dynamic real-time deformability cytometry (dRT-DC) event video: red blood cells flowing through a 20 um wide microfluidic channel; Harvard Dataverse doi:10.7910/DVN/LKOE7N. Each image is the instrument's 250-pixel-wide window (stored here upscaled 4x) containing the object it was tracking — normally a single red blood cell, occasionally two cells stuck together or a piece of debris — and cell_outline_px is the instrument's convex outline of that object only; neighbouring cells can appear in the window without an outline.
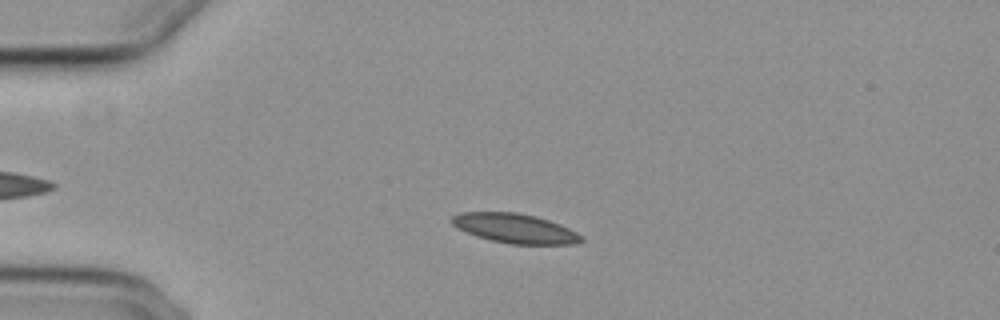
{"species": "common noctule bat (a hibernating species)", "species_latin": "Nyctalus noctula", "temperature_condition": "cold", "stored_images_in_passage": 48, "segment_of_instrument_passage": [1, 2], "camera_frame_rate_fps": 3000, "um_per_image_px": 0.085, "animal": {"sex": "female", "body_mass_g": 29.2, "forearm_length_mm": 56.3}, "frame": {"image": 1, "passage_image": 5, "time_ms": 1.333, "image_size_px": [1000, 320], "cell_outline_px": [[584, 240], [572, 244], [508, 244], [476, 236], [456, 228], [448, 220], [452, 216], [460, 212], [516, 212], [536, 216], [560, 224], [584, 236]], "centroid_in_image_um": [43.74, 19.4], "position_along_channel_um": 41.3, "area_um2": 22.37}}
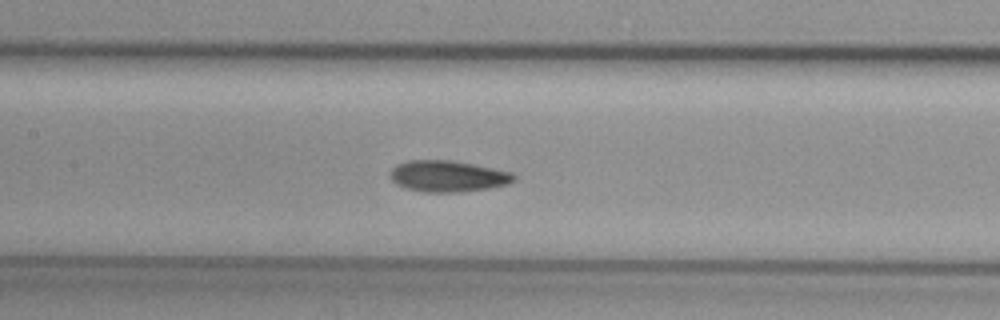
{"frame": {"image": 2, "passage_image": 18, "time_ms": 5.667, "image_size_px": [1000, 320], "cell_outline_px": [[516, 180], [508, 184], [492, 188], [460, 192], [424, 192], [404, 188], [396, 184], [392, 180], [392, 168], [396, 164], [408, 160], [452, 160], [512, 172], [516, 176]], "centroid_in_image_um": [38.09, 14.98], "position_along_channel_um": 169.3, "area_um2": 22.66}}
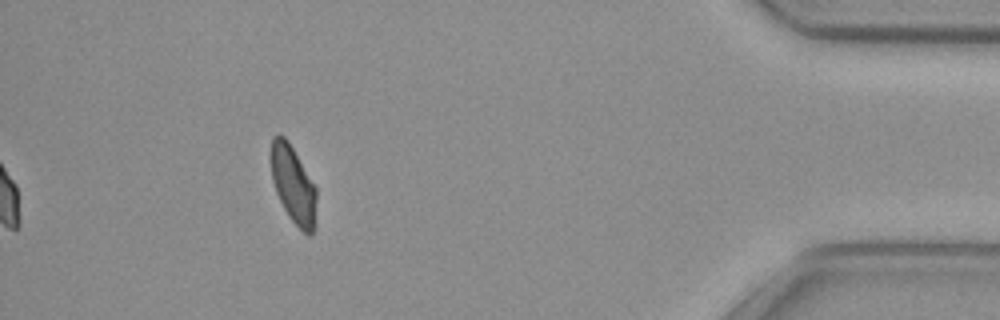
{"frame": {"image": 3, "passage_image": 42, "time_ms": 13.667, "image_size_px": [1000, 320], "cell_outline_px": [[316, 228], [308, 236], [288, 216], [276, 192], [272, 180], [272, 136], [284, 136], [288, 140], [316, 188]], "centroid_in_image_um": [24.95, 15.75], "position_along_channel_um": 410.2, "area_um2": 20.17}}